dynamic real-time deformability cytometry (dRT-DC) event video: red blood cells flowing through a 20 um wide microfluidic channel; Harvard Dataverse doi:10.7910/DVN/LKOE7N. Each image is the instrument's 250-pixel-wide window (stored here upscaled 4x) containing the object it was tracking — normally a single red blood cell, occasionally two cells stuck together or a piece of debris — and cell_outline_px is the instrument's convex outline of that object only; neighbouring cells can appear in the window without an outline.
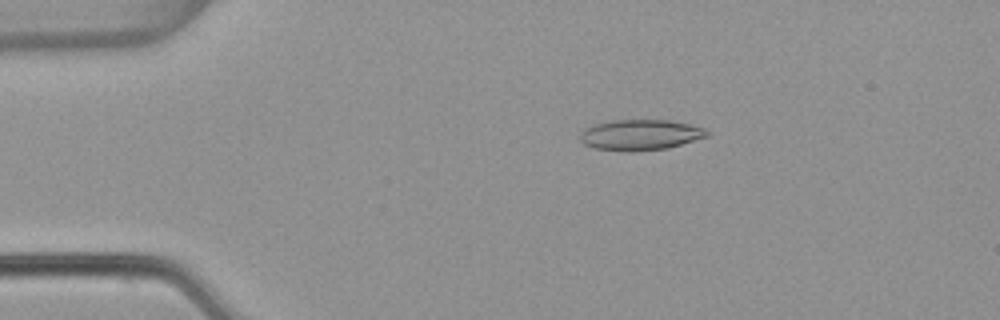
{"species": "common noctule bat (a hibernating species)", "species_latin": "Nyctalus noctula", "temperature_condition": "warm", "stored_images_in_passage": 53, "camera_frame_rate_fps": 3000, "um_per_image_px": 0.085, "animal": {"sex": "female", "body_mass_g": 22.7, "forearm_length_mm": 54.2}, "frame": {"image": 1, "passage_image": 10, "time_ms": 3.0, "image_size_px": [1000, 320], "cell_outline_px": [[712, 132], [708, 136], [668, 148], [628, 152], [624, 152], [596, 148], [584, 144], [580, 140], [580, 132], [584, 128], [604, 120], [668, 120], [692, 124], [704, 128]], "centroid_in_image_um": [54.42, 11.45], "position_along_channel_um": 30.6, "area_um2": 23.0}}
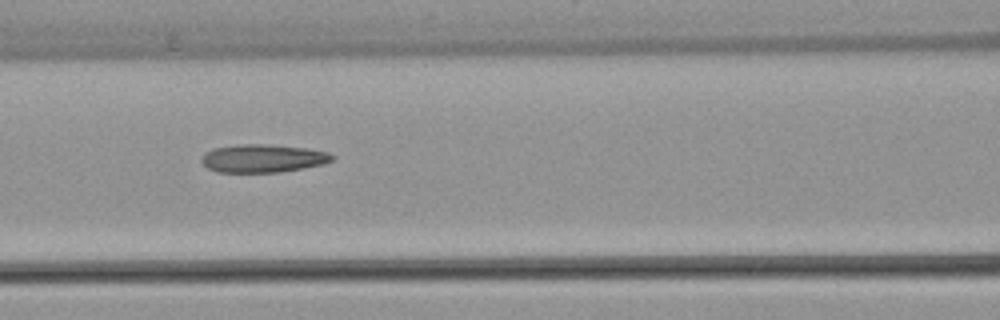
{"frame": {"image": 2, "passage_image": 23, "time_ms": 7.333, "image_size_px": [1000, 320], "cell_outline_px": [[336, 156], [332, 160], [324, 164], [280, 172], [216, 172], [208, 168], [200, 160], [204, 152], [212, 148], [240, 144], [268, 144], [308, 148], [328, 152]], "centroid_in_image_um": [22.34, 13.45], "position_along_channel_um": 144.3, "area_um2": 21.56}}
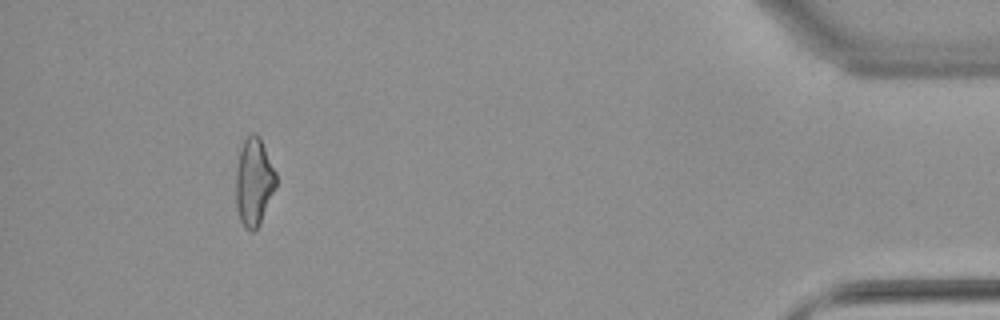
{"frame": {"image": 3, "passage_image": 49, "time_ms": 16.0, "image_size_px": [1000, 320], "cell_outline_px": [[276, 188], [260, 224], [252, 232], [248, 232], [244, 228], [240, 220], [236, 204], [236, 168], [240, 148], [244, 140], [252, 132], [256, 132], [260, 136], [276, 172]], "centroid_in_image_um": [21.59, 15.46], "position_along_channel_um": 413.6, "area_um2": 20.87}, "authors_computed_cell_mechanics": {"area_um2": 21.5594, "velocity_mm_per_s": 3.8574, "shape_relaxation_time_tau1_ms": null, "shape_relaxation_time_tau2_ms": 3.8868, "deformation_change_tau1": null, "deformation_change_tau2": 0.1551}}